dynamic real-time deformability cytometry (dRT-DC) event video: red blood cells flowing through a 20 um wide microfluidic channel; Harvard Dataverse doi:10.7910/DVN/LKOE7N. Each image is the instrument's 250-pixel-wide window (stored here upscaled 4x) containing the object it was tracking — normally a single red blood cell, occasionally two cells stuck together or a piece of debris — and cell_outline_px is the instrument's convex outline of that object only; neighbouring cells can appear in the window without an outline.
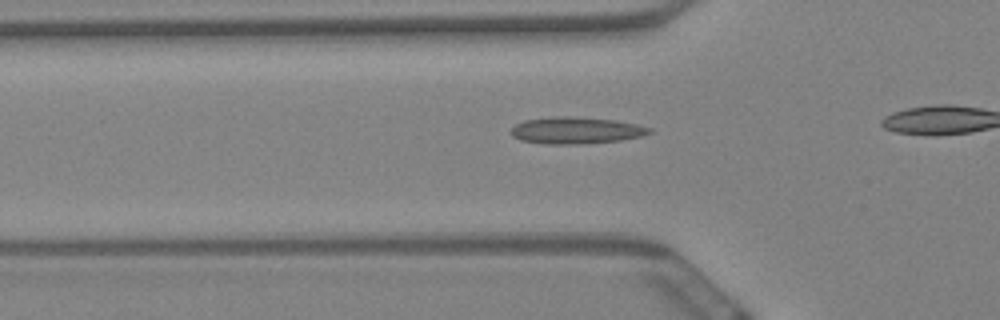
{"species": "Egyptian fruit bat (a non-hibernating species)", "species_latin": "Rousettus aegyptiacus", "temperature_condition": "warm", "stored_images_in_passage": 30, "camera_frame_rate_fps": 3000, "um_per_image_px": 0.085, "animal": {"sex": "female"}, "frame": {"image": 1, "passage_image": 3, "time_ms": 0.667, "image_size_px": [1000, 320], "cell_outline_px": [[652, 132], [640, 136], [620, 140], [580, 144], [544, 144], [520, 140], [512, 136], [512, 128], [516, 124], [524, 120], [552, 116], [572, 116], [616, 120], [636, 124], [652, 128]], "centroid_in_image_um": [48.94, 11.08], "position_along_channel_um": 76.9, "area_um2": 21.62}}
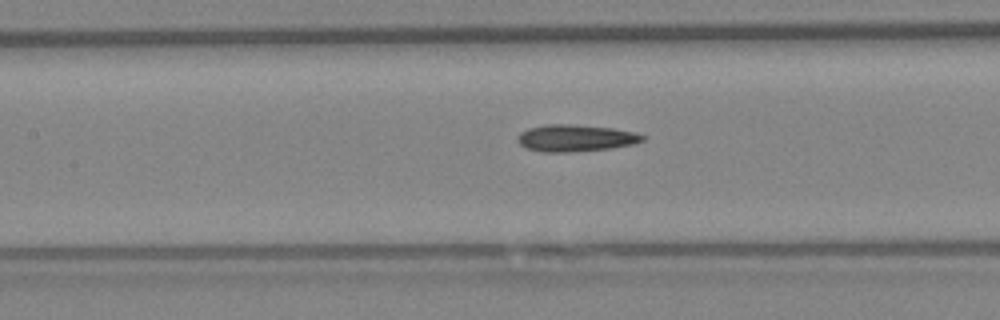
{"frame": {"image": 2, "passage_image": 10, "time_ms": 3.0, "image_size_px": [1000, 320], "cell_outline_px": [[644, 140], [632, 144], [612, 148], [568, 152], [540, 152], [528, 148], [520, 144], [516, 140], [516, 136], [520, 132], [528, 128], [544, 124], [568, 124], [612, 128], [636, 132], [644, 136]], "centroid_in_image_um": [48.88, 11.73], "position_along_channel_um": 158.5, "area_um2": 19.59}}
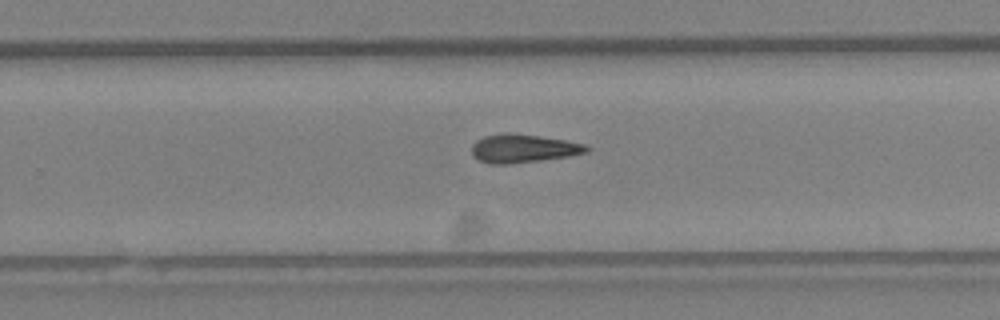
{"frame": {"image": 3, "passage_image": 21, "time_ms": 6.667, "image_size_px": [1000, 320], "cell_outline_px": [[588, 152], [568, 156], [540, 160], [508, 164], [488, 164], [476, 160], [472, 156], [472, 144], [476, 140], [484, 136], [504, 132], [508, 132], [564, 140], [584, 144], [588, 148]], "centroid_in_image_um": [44.38, 12.62], "position_along_channel_um": 285.4, "area_um2": 18.96}}